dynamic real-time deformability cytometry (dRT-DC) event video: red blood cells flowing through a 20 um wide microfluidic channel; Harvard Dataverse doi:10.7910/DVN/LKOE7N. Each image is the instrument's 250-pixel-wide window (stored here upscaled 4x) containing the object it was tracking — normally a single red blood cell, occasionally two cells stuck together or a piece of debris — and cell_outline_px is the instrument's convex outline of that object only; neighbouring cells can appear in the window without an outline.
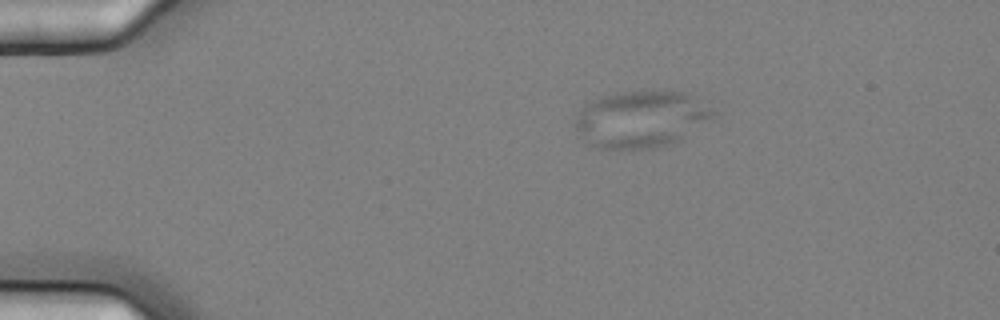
{"species": "common noctule bat (a hibernating species)", "species_latin": "Nyctalus noctula", "temperature_condition": "cold", "stored_images_in_passage": 3, "camera_frame_rate_fps": 3000, "um_per_image_px": 0.085, "animal": {"sex": "female", "body_mass_g": 25.1}, "frame": {"image": 1, "passage_image": 1, "time_ms": 0.0, "image_size_px": [1000, 320], "cell_outline_px": [[716, 112], [712, 116], [680, 140], [668, 144], [652, 148], [600, 148], [588, 144], [576, 136], [572, 124], [584, 104], [600, 96], [616, 92], [688, 92], [696, 96]], "centroid_in_image_um": [54.39, 10.13], "position_along_channel_um": 30.6, "area_um2": 45.6}}